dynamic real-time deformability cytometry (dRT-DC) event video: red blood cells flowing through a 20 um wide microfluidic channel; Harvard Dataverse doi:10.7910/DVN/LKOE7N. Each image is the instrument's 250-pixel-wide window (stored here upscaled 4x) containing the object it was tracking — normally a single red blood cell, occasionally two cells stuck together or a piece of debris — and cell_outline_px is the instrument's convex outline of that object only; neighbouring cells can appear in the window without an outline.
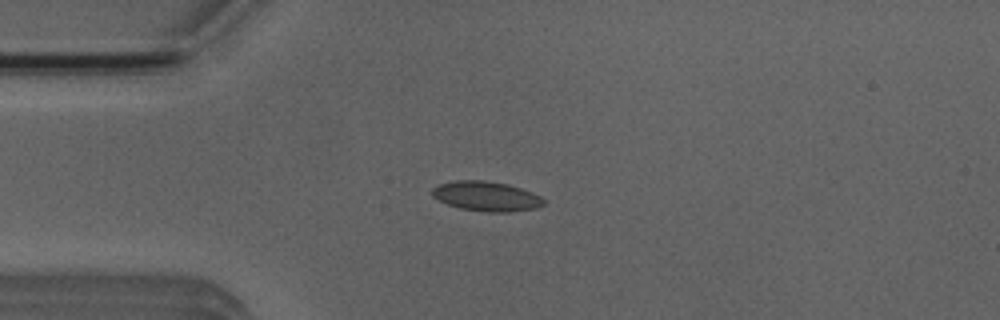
{"species": "Egyptian fruit bat (a non-hibernating species)", "species_latin": "Rousettus aegyptiacus", "temperature_condition": "room temperature", "stored_images_in_passage": 5, "camera_frame_rate_fps": 3000, "um_per_image_px": 0.085, "animal": {"sex": "male"}, "frame": {"image": 1, "passage_image": 3, "time_ms": 2.333, "image_size_px": [1000, 320], "cell_outline_px": [[544, 204], [536, 208], [508, 212], [488, 212], [460, 208], [448, 204], [432, 196], [432, 188], [440, 184], [456, 180], [484, 180], [508, 184], [532, 192], [540, 196], [544, 200]], "centroid_in_image_um": [41.34, 16.68], "position_along_channel_um": 43.7, "area_um2": 19.19}}